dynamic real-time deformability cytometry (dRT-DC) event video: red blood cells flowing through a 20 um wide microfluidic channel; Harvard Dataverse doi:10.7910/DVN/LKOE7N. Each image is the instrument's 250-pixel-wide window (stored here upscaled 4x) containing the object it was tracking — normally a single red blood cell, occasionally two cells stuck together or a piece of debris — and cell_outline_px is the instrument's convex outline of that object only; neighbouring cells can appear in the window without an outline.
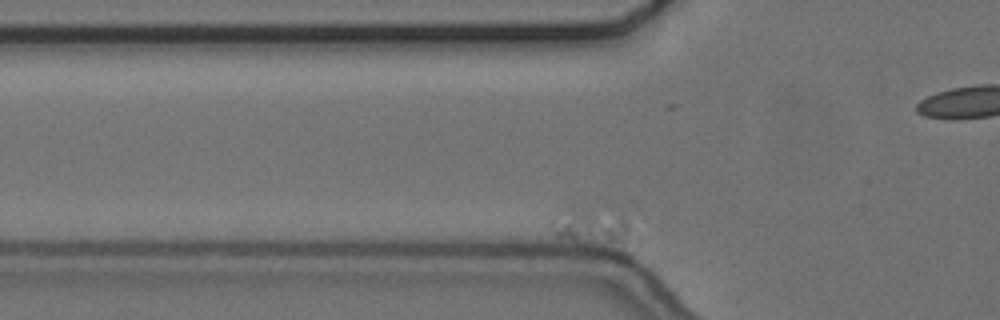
{"species": "common noctule bat (a hibernating species)", "species_latin": "Nyctalus noctula", "temperature_condition": "cold", "stored_images_in_passage": 8, "camera_frame_rate_fps": 3000, "um_per_image_px": 0.085, "animal": {"sex": "female", "body_mass_g": 24.6, "forearm_length_mm": 56.2}, "frame": {"image": 1, "passage_image": 3, "time_ms": 0.667, "image_size_px": [1000, 320], "cell_outline_px": [[644, 240], [632, 260], [628, 264], [616, 260], [556, 236], [556, 228], [564, 208], [620, 208]], "centroid_in_image_um": [51.07, 19.71], "position_along_channel_um": 74.7, "area_um2": 23.87}}